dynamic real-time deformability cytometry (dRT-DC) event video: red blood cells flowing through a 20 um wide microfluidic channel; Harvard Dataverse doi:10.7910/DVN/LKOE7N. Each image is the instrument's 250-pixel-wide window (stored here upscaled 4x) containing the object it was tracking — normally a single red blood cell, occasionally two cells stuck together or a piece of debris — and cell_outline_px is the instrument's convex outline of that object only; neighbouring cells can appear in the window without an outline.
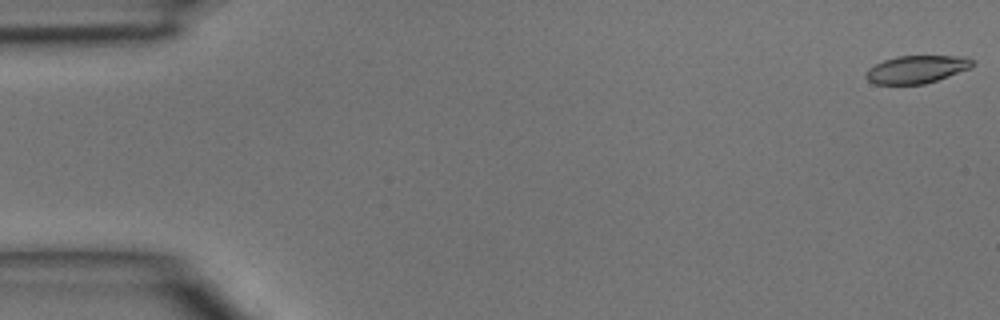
{"species": "common noctule bat (a hibernating species)", "species_latin": "Nyctalus noctula", "temperature_condition": "room temperature", "stored_images_in_passage": 47, "camera_frame_rate_fps": 3000, "um_per_image_px": 0.085, "animal": {"sex": "male", "body_mass_g": 15.6}, "frame": {"image": 1, "passage_image": 1, "time_ms": 0.0, "image_size_px": [1000, 320], "cell_outline_px": [[972, 64], [968, 68], [948, 76], [924, 84], [876, 84], [868, 80], [864, 76], [868, 68], [884, 60], [896, 56], [968, 56], [972, 60]], "centroid_in_image_um": [77.87, 5.89], "position_along_channel_um": 7.1, "area_um2": 16.99}}
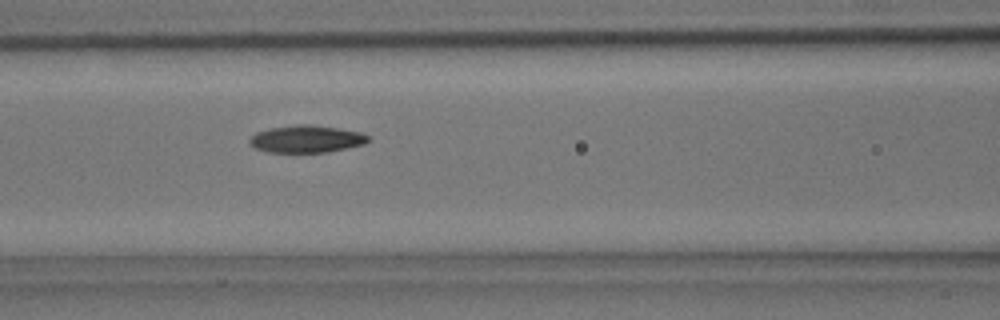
{"frame": {"image": 2, "passage_image": 20, "time_ms": 6.333, "image_size_px": [1000, 320], "cell_outline_px": [[372, 140], [364, 144], [348, 148], [328, 152], [268, 152], [256, 148], [248, 144], [248, 140], [256, 132], [272, 128], [296, 124], [308, 124], [336, 128], [360, 132], [368, 136]], "centroid_in_image_um": [26.05, 11.82], "position_along_channel_um": 140.5, "area_um2": 18.84}}
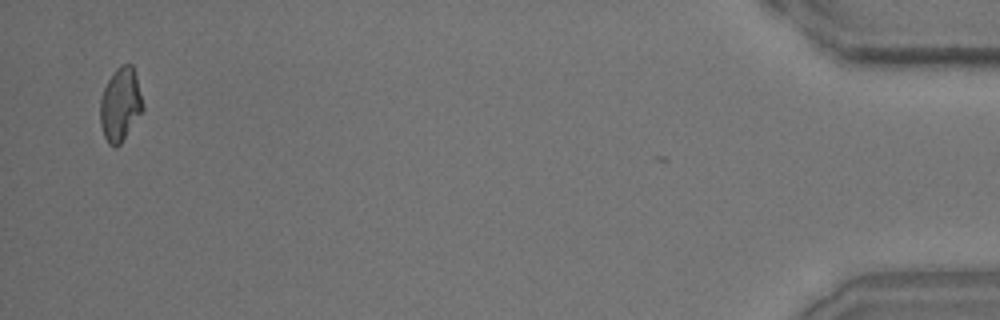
{"frame": {"image": 3, "passage_image": 46, "time_ms": 15.0, "image_size_px": [1000, 320], "cell_outline_px": [[144, 108], [120, 144], [116, 148], [108, 144], [104, 136], [100, 124], [100, 100], [104, 88], [108, 80], [116, 68], [124, 64], [132, 64], [136, 76], [144, 104]], "centroid_in_image_um": [10.22, 8.89], "position_along_channel_um": 425.0, "area_um2": 18.15}}